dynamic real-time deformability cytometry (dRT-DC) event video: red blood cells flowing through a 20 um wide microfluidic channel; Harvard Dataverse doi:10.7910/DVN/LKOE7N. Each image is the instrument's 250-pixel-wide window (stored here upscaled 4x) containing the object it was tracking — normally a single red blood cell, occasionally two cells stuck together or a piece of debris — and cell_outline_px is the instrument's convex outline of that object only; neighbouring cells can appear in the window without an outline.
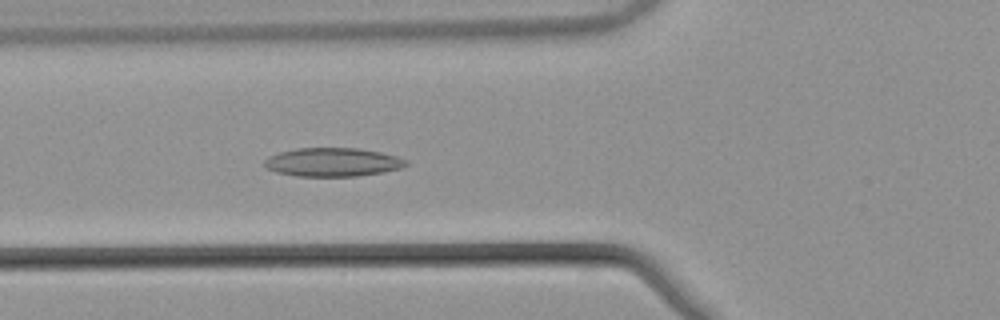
{"species": "common noctule bat (a hibernating species)", "species_latin": "Nyctalus noctula", "temperature_condition": "warm", "stored_images_in_passage": 38, "camera_frame_rate_fps": 3000, "um_per_image_px": 0.085, "animal": {"sex": "male", "body_mass_g": 21.5, "forearm_length_mm": 52.0}, "frame": {"image": 1, "passage_image": 5, "time_ms": 1.333, "image_size_px": [1000, 320], "cell_outline_px": [[408, 164], [400, 168], [384, 172], [356, 176], [296, 176], [276, 172], [264, 168], [264, 160], [268, 156], [280, 152], [296, 148], [356, 148], [380, 152], [396, 156], [408, 160]], "centroid_in_image_um": [28.25, 13.78], "position_along_channel_um": 97.6, "area_um2": 23.7}}
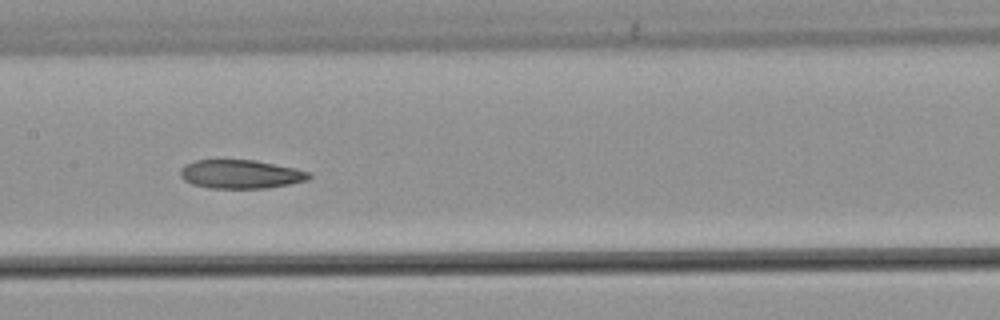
{"frame": {"image": 2, "passage_image": 12, "time_ms": 3.667, "image_size_px": [1000, 320], "cell_outline_px": [[312, 176], [308, 180], [268, 188], [208, 188], [192, 184], [184, 180], [180, 176], [180, 168], [184, 164], [196, 160], [256, 160], [296, 168], [312, 172]], "centroid_in_image_um": [20.47, 14.8], "position_along_channel_um": 186.9, "area_um2": 21.73}}
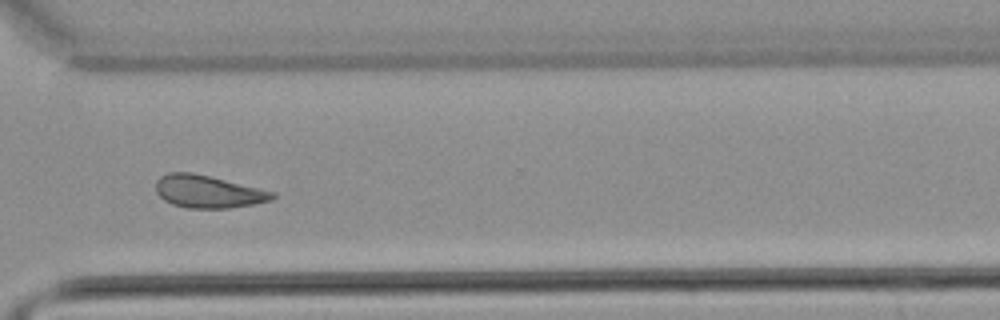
{"frame": {"image": 3, "passage_image": 25, "time_ms": 8.0, "image_size_px": [1000, 320], "cell_outline_px": [[276, 196], [272, 200], [252, 204], [228, 208], [188, 208], [172, 204], [164, 200], [156, 192], [156, 180], [160, 176], [168, 172], [192, 172], [276, 192]], "centroid_in_image_um": [17.67, 16.28], "position_along_channel_um": 352.9, "area_um2": 22.08}}